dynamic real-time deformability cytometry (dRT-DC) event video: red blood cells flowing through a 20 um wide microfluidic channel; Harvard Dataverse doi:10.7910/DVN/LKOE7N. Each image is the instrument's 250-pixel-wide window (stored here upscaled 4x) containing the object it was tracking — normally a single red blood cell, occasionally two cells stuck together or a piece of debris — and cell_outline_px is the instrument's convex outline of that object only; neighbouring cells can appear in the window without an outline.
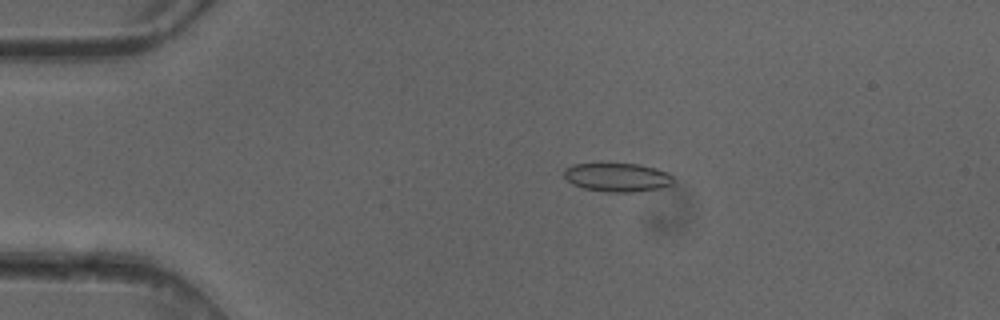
{"species": "common noctule bat (a hibernating species)", "species_latin": "Nyctalus noctula", "temperature_condition": "cold", "stored_images_in_passage": 4, "camera_frame_rate_fps": 3000, "um_per_image_px": 0.085, "animal": {"sex": "female"}, "frame": {"image": 1, "passage_image": 3, "time_ms": 0.667, "image_size_px": [1000, 320], "cell_outline_px": [[672, 184], [660, 188], [632, 192], [608, 192], [584, 188], [572, 184], [564, 176], [564, 168], [572, 164], [640, 164], [656, 168], [672, 176]], "centroid_in_image_um": [52.44, 15.07], "position_along_channel_um": 32.6, "area_um2": 18.09}}